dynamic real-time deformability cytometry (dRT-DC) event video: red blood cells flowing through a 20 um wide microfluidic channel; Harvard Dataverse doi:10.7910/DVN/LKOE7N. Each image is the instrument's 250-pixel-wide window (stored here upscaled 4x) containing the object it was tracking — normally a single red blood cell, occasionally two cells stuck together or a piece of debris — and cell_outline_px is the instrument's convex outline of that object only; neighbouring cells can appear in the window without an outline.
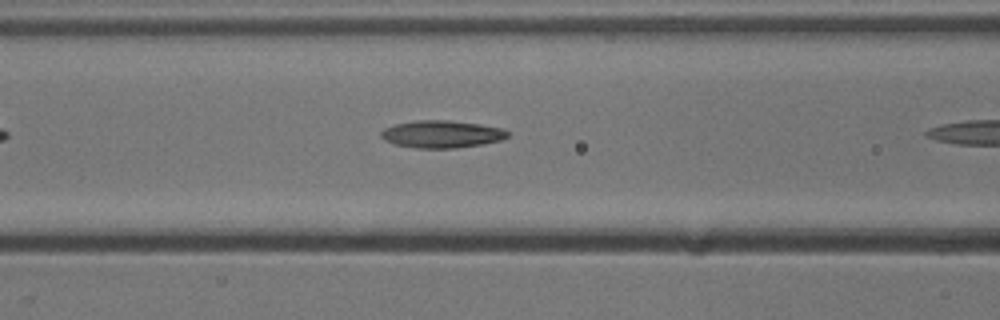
{"species": "common noctule bat (a hibernating species)", "species_latin": "Nyctalus noctula", "temperature_condition": "cold", "stored_images_in_passage": 6, "camera_frame_rate_fps": 3000, "um_per_image_px": 0.085, "animal": {"sex": "male", "body_mass_g": 13.3}, "frame": {"image": 1, "passage_image": 5, "time_ms": 1.333, "image_size_px": [1000, 320], "cell_outline_px": [[512, 132], [508, 136], [500, 140], [484, 144], [456, 148], [416, 148], [396, 144], [384, 140], [380, 136], [380, 132], [384, 128], [396, 124], [416, 120], [448, 120], [480, 124], [504, 128]], "centroid_in_image_um": [37.58, 11.4], "position_along_channel_um": 129.0, "area_um2": 20.35}}